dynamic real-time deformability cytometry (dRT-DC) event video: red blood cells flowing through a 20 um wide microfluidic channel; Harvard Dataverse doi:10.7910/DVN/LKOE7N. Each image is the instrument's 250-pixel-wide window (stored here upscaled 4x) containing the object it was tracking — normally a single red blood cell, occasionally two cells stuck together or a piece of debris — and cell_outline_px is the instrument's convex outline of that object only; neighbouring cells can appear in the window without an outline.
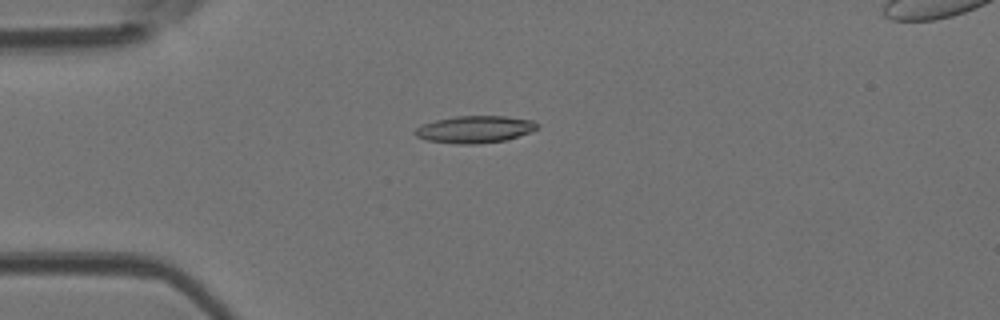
{"species": "Egyptian fruit bat (a non-hibernating species)", "species_latin": "Rousettus aegyptiacus", "temperature_condition": "room temperature", "stored_images_in_passage": 4, "camera_frame_rate_fps": 3000, "um_per_image_px": 0.085, "animal": {"sex": "female"}, "frame": {"image": 1, "passage_image": 3, "time_ms": 0.667, "image_size_px": [1000, 320], "cell_outline_px": [[540, 124], [532, 132], [504, 140], [476, 144], [456, 144], [428, 140], [416, 136], [412, 132], [416, 128], [424, 124], [436, 120], [456, 116], [504, 116], [532, 120]], "centroid_in_image_um": [40.37, 10.99], "position_along_channel_um": 44.6, "area_um2": 19.19}}